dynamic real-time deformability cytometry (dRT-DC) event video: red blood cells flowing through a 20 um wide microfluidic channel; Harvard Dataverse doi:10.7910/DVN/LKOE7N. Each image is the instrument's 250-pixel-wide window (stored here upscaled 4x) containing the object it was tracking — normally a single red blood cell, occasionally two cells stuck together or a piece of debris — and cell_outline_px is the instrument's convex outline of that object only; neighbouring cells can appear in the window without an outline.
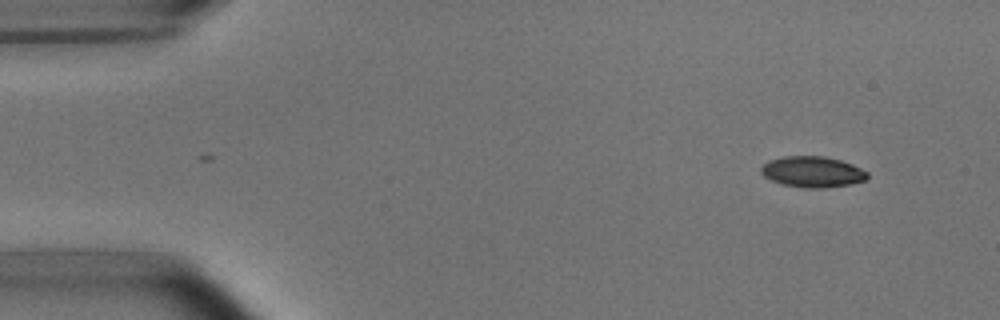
{"species": "common noctule bat (a hibernating species)", "species_latin": "Nyctalus noctula", "temperature_condition": "room temperature", "stored_images_in_passage": 4, "camera_frame_rate_fps": 3000, "um_per_image_px": 0.085, "animal": {"sex": "male", "body_mass_g": 15.6}, "frame": {"image": 1, "passage_image": 1, "time_ms": 0.0, "image_size_px": [1000, 320], "cell_outline_px": [[868, 176], [864, 180], [848, 184], [824, 188], [804, 188], [784, 184], [772, 180], [764, 176], [760, 172], [760, 168], [768, 160], [784, 156], [824, 156], [840, 160], [852, 164], [868, 172]], "centroid_in_image_um": [69.04, 14.59], "position_along_channel_um": 16.0, "area_um2": 19.02}}
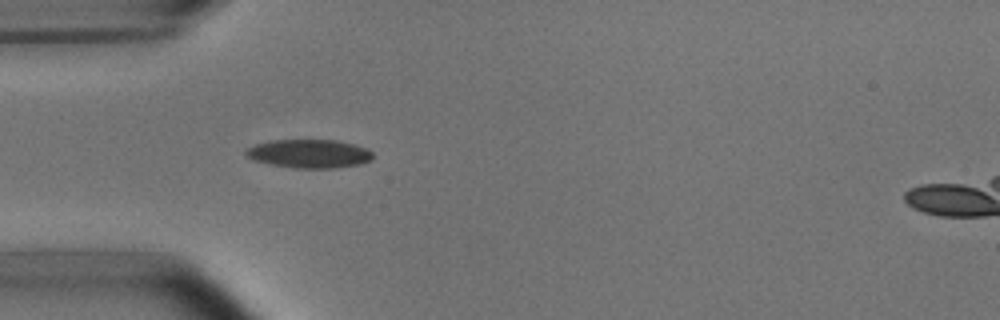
{"frame": {"image": 2, "passage_image": 4, "time_ms": 3.667, "image_size_px": [1000, 320], "cell_outline_px": [[372, 160], [360, 164], [332, 168], [292, 168], [272, 164], [256, 160], [248, 156], [244, 152], [244, 148], [256, 144], [272, 140], [336, 140], [356, 144], [368, 148], [372, 152]], "centroid_in_image_um": [26.31, 13.05], "position_along_channel_um": 58.7, "area_um2": 21.15}}